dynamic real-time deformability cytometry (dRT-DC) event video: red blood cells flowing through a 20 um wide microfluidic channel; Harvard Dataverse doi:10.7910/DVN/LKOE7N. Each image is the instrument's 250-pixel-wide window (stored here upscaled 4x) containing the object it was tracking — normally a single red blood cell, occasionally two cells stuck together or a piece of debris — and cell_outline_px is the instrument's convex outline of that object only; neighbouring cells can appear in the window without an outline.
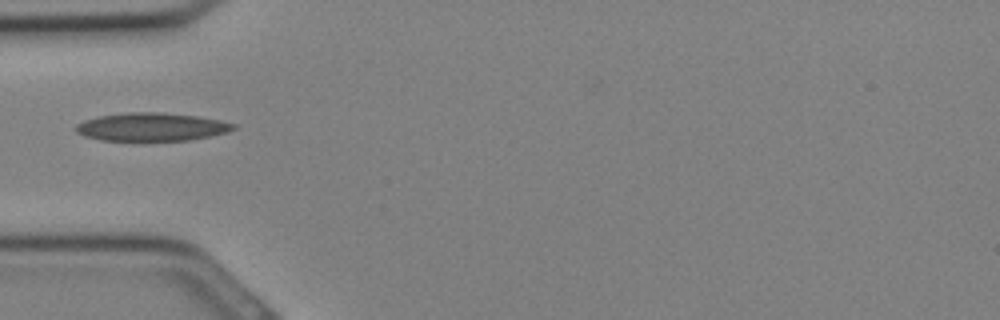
{"species": "Egyptian fruit bat (a non-hibernating species)", "species_latin": "Rousettus aegyptiacus", "temperature_condition": "cold", "stored_images_in_passage": 8, "camera_frame_rate_fps": 3000, "um_per_image_px": 0.085, "animal": {"sex": "female"}, "frame": {"image": 1, "passage_image": 1, "time_ms": 0.0, "image_size_px": [1000, 320], "cell_outline_px": [[236, 128], [228, 132], [212, 136], [188, 140], [100, 140], [84, 136], [76, 132], [76, 124], [84, 120], [96, 116], [128, 112], [160, 112], [196, 116], [220, 120], [236, 124]], "centroid_in_image_um": [12.88, 10.78], "position_along_channel_um": 72.1, "area_um2": 25.89}}
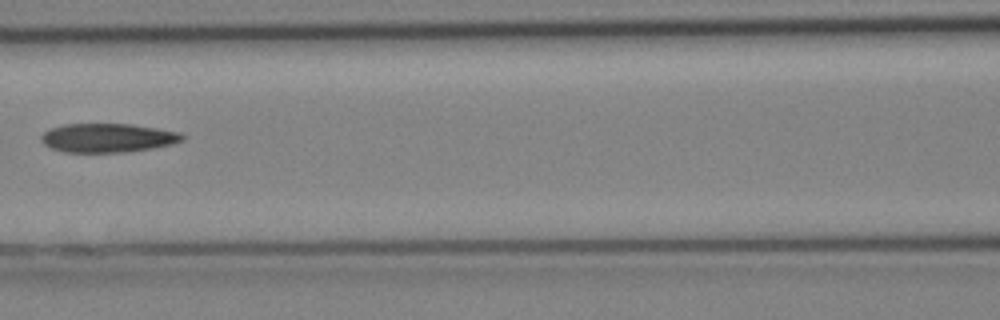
{"frame": {"image": 2, "passage_image": 5, "time_ms": 1.333, "image_size_px": [1000, 320], "cell_outline_px": [[184, 140], [172, 144], [152, 148], [124, 152], [64, 152], [52, 148], [44, 144], [40, 140], [40, 136], [44, 132], [52, 128], [64, 124], [132, 124], [180, 132], [184, 136]], "centroid_in_image_um": [9.15, 11.72], "position_along_channel_um": 157.4, "area_um2": 23.7}}
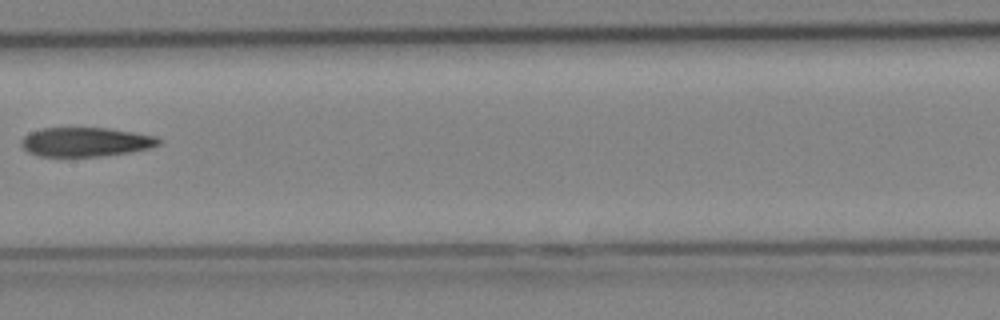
{"frame": {"image": 3, "passage_image": 7, "time_ms": 2.0, "image_size_px": [1000, 320], "cell_outline_px": [[160, 144], [148, 148], [128, 152], [100, 156], [40, 156], [28, 152], [20, 144], [20, 140], [24, 136], [32, 132], [44, 128], [108, 128], [156, 136], [160, 140]], "centroid_in_image_um": [7.25, 12.06], "position_along_channel_um": 200.1, "area_um2": 23.06}}